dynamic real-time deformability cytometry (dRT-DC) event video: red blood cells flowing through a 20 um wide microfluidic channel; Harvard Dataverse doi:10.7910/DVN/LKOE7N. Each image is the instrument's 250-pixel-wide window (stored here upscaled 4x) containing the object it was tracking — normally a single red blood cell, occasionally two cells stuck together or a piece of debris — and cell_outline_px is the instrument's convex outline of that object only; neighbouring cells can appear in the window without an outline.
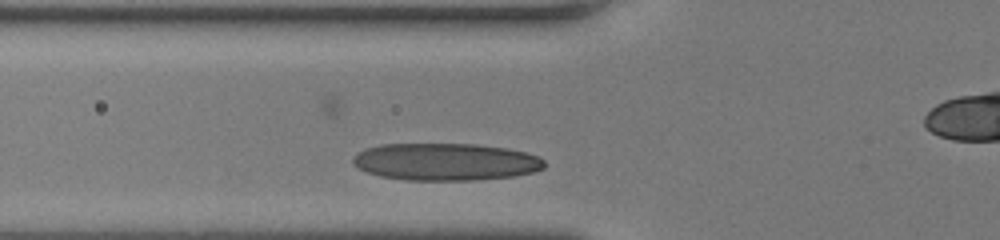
{"species": "human", "species_latin": "Homo sapiens", "temperature_condition": "room temperature", "stored_images_in_passage": 25, "camera_frame_rate_fps": 3000, "um_per_image_px": 0.085, "donor": {"sex": "female"}, "frame": {"image": 1, "passage_image": 2, "time_ms": 0.333, "image_size_px": [1000, 240], "cell_outline_px": [[544, 168], [532, 172], [512, 176], [480, 180], [404, 180], [380, 176], [368, 172], [360, 168], [352, 160], [352, 156], [356, 152], [364, 148], [380, 144], [476, 144], [508, 148], [528, 152], [544, 160]], "centroid_in_image_um": [37.86, 13.75], "position_along_channel_um": 87.9, "area_um2": 41.79}}
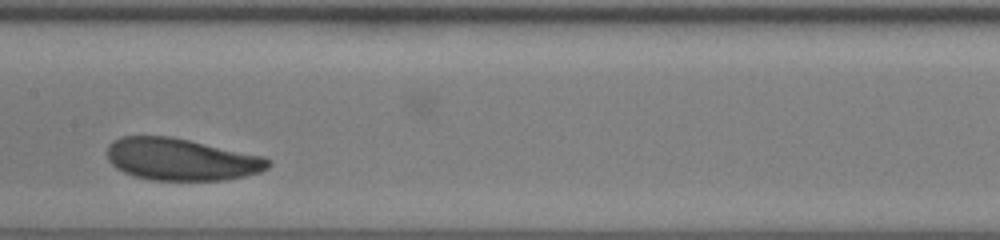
{"frame": {"image": 2, "passage_image": 10, "time_ms": 3.0, "image_size_px": [1000, 240], "cell_outline_px": [[272, 164], [268, 168], [260, 172], [244, 176], [224, 180], [152, 180], [136, 176], [124, 172], [116, 168], [108, 160], [108, 144], [112, 140], [120, 136], [168, 136], [188, 140], [264, 156], [272, 160]], "centroid_in_image_um": [15.41, 13.54], "position_along_channel_um": 192.0, "area_um2": 39.48}}
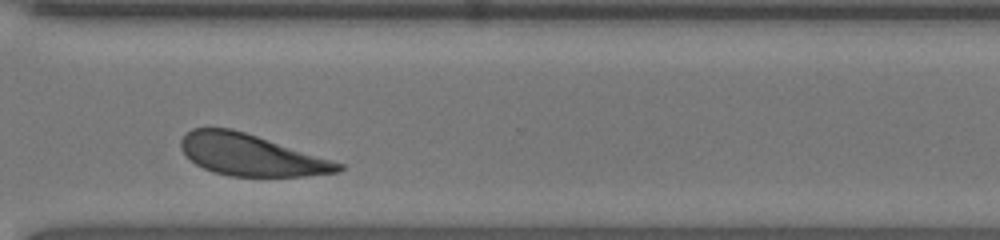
{"frame": {"image": 3, "passage_image": 22, "time_ms": 7.0, "image_size_px": [1000, 240], "cell_outline_px": [[344, 168], [340, 172], [304, 176], [228, 176], [212, 172], [196, 164], [180, 148], [180, 140], [192, 128], [232, 128], [332, 160], [344, 164]], "centroid_in_image_um": [21.33, 13.18], "position_along_channel_um": 349.3, "area_um2": 37.69}, "authors_computed_cell_mechanics": {"area_um2": 39.4774, "velocity_mm_per_s": 3.9146, "shape_relaxation_time_tau1_ms": 1.9045, "shape_relaxation_time_tau2_ms": 5.3533, "deformation_change_tau1": 0.0972, "deformation_change_tau2": 0.1371}}